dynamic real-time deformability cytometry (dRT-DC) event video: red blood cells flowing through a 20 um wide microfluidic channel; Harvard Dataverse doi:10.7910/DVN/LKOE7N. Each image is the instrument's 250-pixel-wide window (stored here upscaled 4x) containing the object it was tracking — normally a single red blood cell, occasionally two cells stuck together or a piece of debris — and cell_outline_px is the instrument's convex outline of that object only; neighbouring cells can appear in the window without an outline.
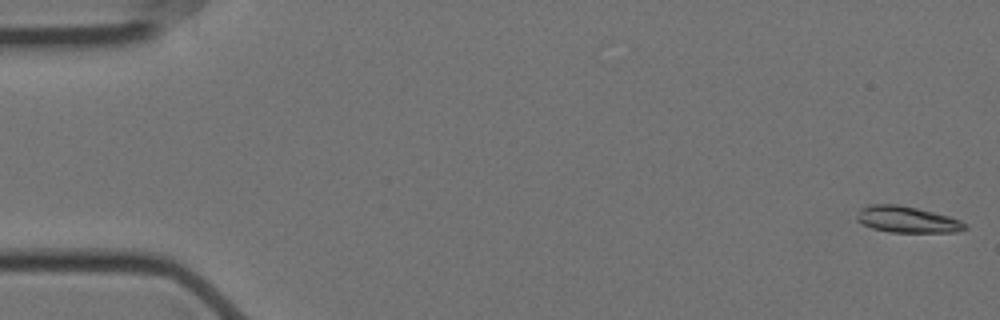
{"species": "Egyptian fruit bat (a non-hibernating species)", "species_latin": "Rousettus aegyptiacus", "temperature_condition": "cold", "stored_images_in_passage": 20, "camera_frame_rate_fps": 3000, "um_per_image_px": 0.085, "animal": {"sex": "female"}, "frame": {"image": 1, "passage_image": 1, "time_ms": 0.0, "image_size_px": [1000, 320], "cell_outline_px": [[968, 228], [956, 232], [888, 232], [872, 228], [856, 220], [856, 216], [860, 208], [868, 204], [896, 204], [916, 208], [948, 216], [960, 220], [968, 224]], "centroid_in_image_um": [77.09, 18.66], "position_along_channel_um": 7.9, "area_um2": 16.59}}
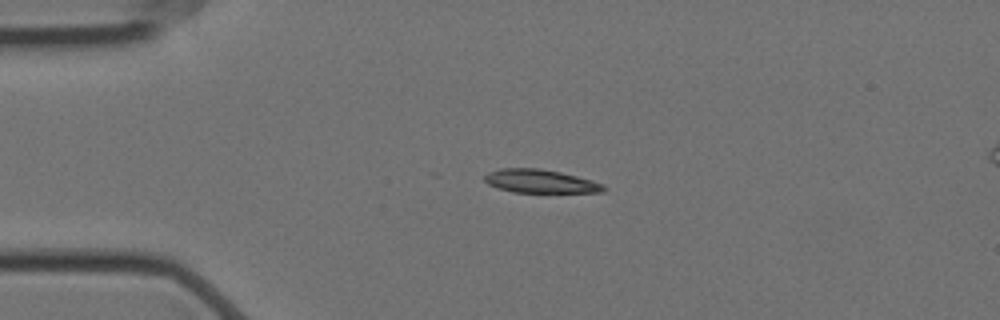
{"frame": {"image": 2, "passage_image": 13, "time_ms": 4.0, "image_size_px": [1000, 320], "cell_outline_px": [[608, 188], [604, 192], [512, 192], [496, 188], [488, 184], [484, 180], [484, 176], [488, 172], [500, 168], [540, 168], [560, 172], [592, 180], [604, 184]], "centroid_in_image_um": [45.92, 15.4], "position_along_channel_um": 39.1, "area_um2": 16.36}}
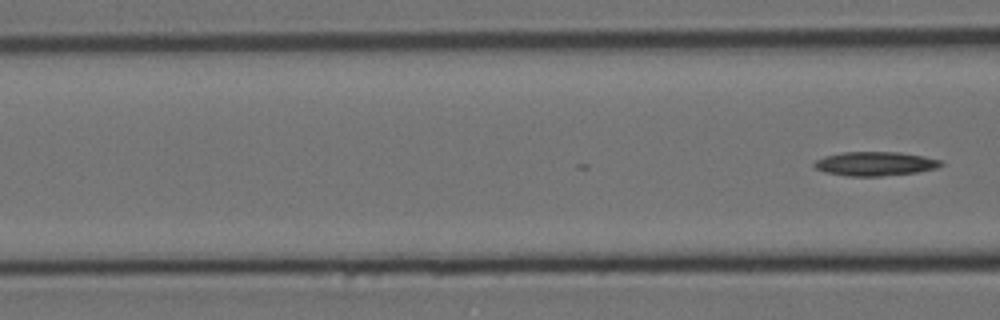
{"frame": {"image": 3, "passage_image": 20, "time_ms": 6.333, "image_size_px": [1000, 320], "cell_outline_px": [[944, 164], [936, 168], [916, 172], [880, 176], [848, 176], [824, 172], [816, 168], [812, 164], [816, 160], [824, 156], [844, 152], [900, 152], [924, 156], [944, 160]], "centroid_in_image_um": [74.4, 13.91], "position_along_channel_um": 92.2, "area_um2": 17.8}}